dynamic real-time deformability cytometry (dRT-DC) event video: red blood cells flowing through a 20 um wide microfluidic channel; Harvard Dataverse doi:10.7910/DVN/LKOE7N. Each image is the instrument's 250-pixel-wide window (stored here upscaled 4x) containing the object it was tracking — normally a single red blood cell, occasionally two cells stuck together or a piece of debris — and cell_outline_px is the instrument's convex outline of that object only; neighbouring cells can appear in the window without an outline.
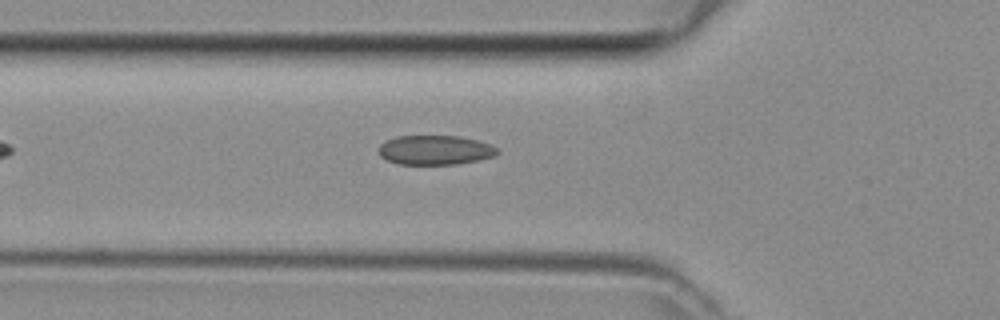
{"species": "common noctule bat (a hibernating species)", "species_latin": "Nyctalus noctula", "temperature_condition": "room temperature", "stored_images_in_passage": 27, "camera_frame_rate_fps": 3000, "um_per_image_px": 0.085, "animal": {"sex": "female", "body_mass_g": 29.2, "forearm_length_mm": 56.3}, "frame": {"image": 1, "passage_image": 4, "time_ms": 1.0, "image_size_px": [1000, 320], "cell_outline_px": [[500, 152], [496, 156], [480, 160], [456, 164], [400, 164], [388, 160], [380, 156], [380, 144], [396, 136], [460, 136], [476, 140], [488, 144], [496, 148]], "centroid_in_image_um": [37.01, 12.76], "position_along_channel_um": 88.8, "area_um2": 20.23}}
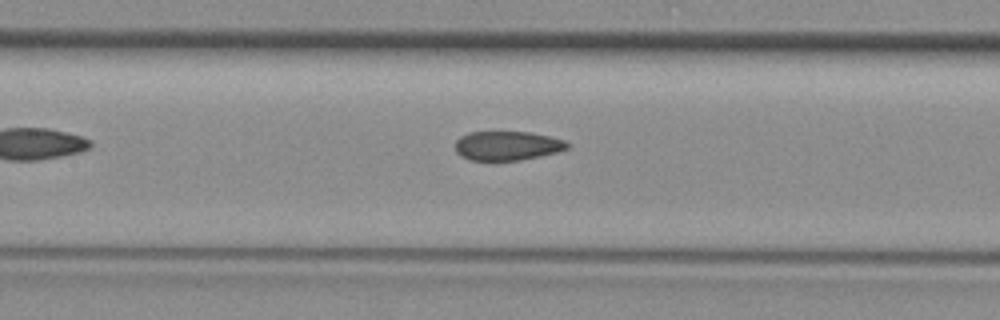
{"frame": {"image": 2, "passage_image": 9, "time_ms": 2.667, "image_size_px": [1000, 320], "cell_outline_px": [[568, 148], [556, 152], [540, 156], [520, 160], [492, 164], [468, 160], [460, 156], [456, 152], [456, 140], [460, 136], [468, 132], [528, 132], [548, 136], [564, 140], [568, 144]], "centroid_in_image_um": [43.03, 12.44], "position_along_channel_um": 164.4, "area_um2": 19.71}}
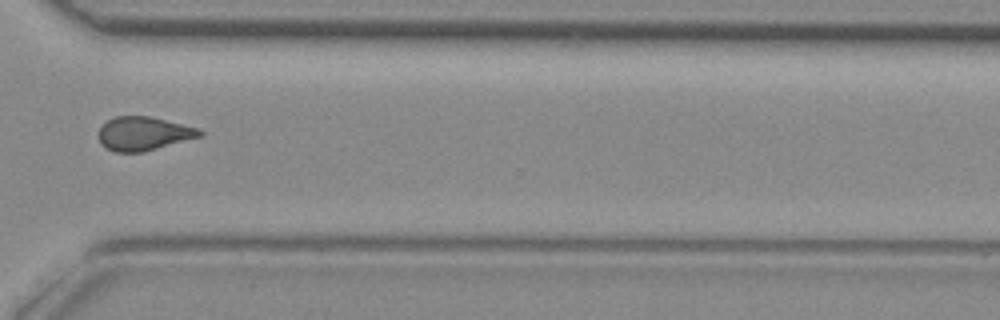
{"frame": {"image": 3, "passage_image": 22, "time_ms": 7.0, "image_size_px": [1000, 320], "cell_outline_px": [[204, 136], [144, 152], [116, 152], [104, 148], [100, 144], [100, 128], [108, 120], [116, 116], [148, 116], [200, 128], [204, 132]], "centroid_in_image_um": [12.25, 11.37], "position_along_channel_um": 358.3, "area_um2": 20.0}}